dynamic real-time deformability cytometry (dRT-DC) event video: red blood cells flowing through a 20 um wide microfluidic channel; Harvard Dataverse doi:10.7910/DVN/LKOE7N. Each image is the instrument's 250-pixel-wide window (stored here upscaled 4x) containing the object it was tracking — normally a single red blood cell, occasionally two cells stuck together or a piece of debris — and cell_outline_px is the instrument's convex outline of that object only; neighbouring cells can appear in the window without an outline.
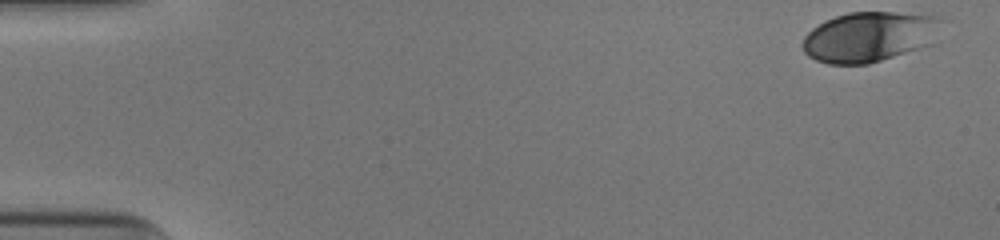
{"species": "human", "species_latin": "Homo sapiens", "temperature_condition": "cold", "stored_images_in_passage": 43, "camera_frame_rate_fps": 3000, "um_per_image_px": 0.085, "donor": {"sex": "male"}, "frame": {"image": 1, "passage_image": 1, "time_ms": 0.0, "image_size_px": [1000, 240], "cell_outline_px": [[944, 20], [916, 48], [868, 64], [828, 64], [816, 60], [808, 56], [804, 52], [800, 44], [804, 36], [812, 28], [836, 16], [848, 12], [892, 12], [936, 16]], "centroid_in_image_um": [73.7, 3.12], "position_along_channel_um": 11.3, "area_um2": 39.13}}
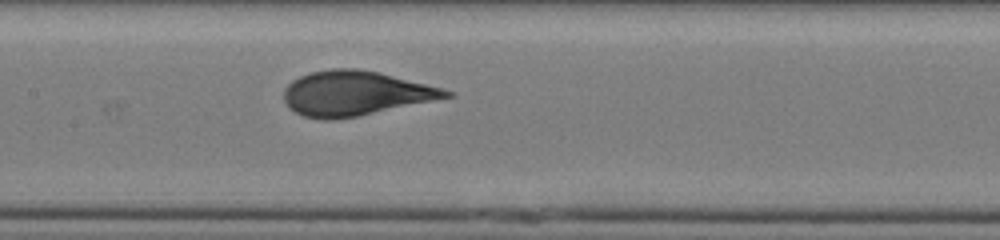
{"frame": {"image": 2, "passage_image": 25, "time_ms": 8.0, "image_size_px": [1000, 240], "cell_outline_px": [[456, 96], [356, 116], [332, 120], [324, 120], [304, 116], [288, 108], [284, 100], [284, 88], [292, 80], [300, 76], [312, 72], [332, 68], [356, 68], [380, 72], [456, 92]], "centroid_in_image_um": [30.19, 7.93], "position_along_channel_um": 177.2, "area_um2": 42.14}}
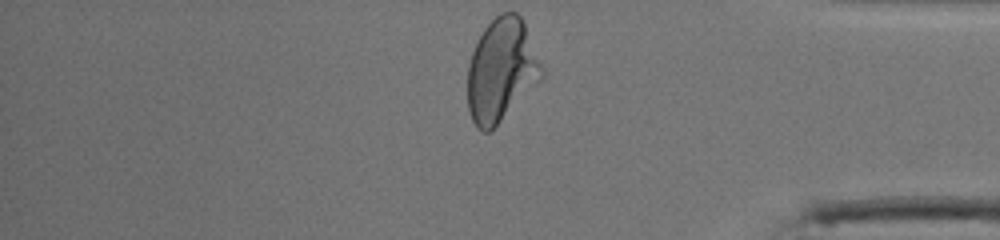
{"frame": {"image": 3, "passage_image": 43, "time_ms": 14.0, "image_size_px": [1000, 240], "cell_outline_px": [[544, 76], [488, 132], [480, 132], [476, 128], [472, 120], [468, 108], [468, 64], [472, 52], [484, 28], [500, 12], [516, 12], [520, 16], [524, 24], [544, 68]], "centroid_in_image_um": [42.6, 5.95], "position_along_channel_um": 392.6, "area_um2": 43.87}, "authors_computed_cell_mechanics": {"area_um2": 41.5004, "velocity_mm_per_s": 3.939, "shape_relaxation_time_tau1_ms": 3.7381, "shape_relaxation_time_tau2_ms": null, "deformation_change_tau1": 0.1729, "deformation_change_tau2": null}}